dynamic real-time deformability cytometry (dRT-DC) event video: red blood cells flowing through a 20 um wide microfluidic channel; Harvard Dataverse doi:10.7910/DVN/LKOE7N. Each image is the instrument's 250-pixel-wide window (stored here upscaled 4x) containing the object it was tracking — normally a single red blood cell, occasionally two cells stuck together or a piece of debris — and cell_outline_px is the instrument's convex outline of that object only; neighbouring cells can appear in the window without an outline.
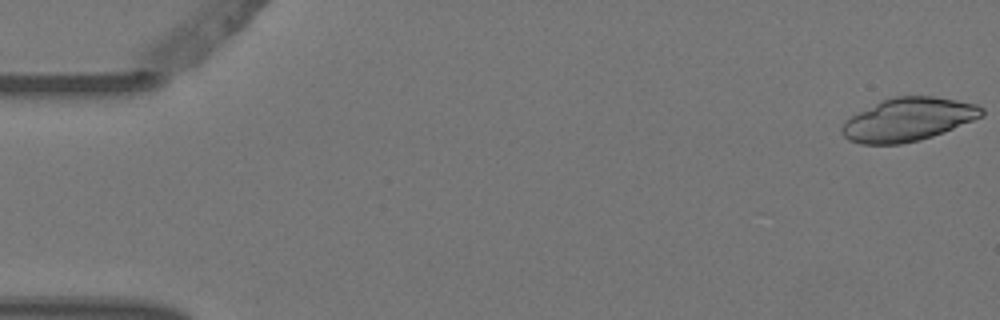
{"species": "Egyptian fruit bat (a non-hibernating species)", "species_latin": "Rousettus aegyptiacus", "temperature_condition": "warm", "stored_images_in_passage": 5, "camera_frame_rate_fps": 3000, "um_per_image_px": 0.085, "animal": {"sex": "female"}, "frame": {"image": 1, "passage_image": 1, "time_ms": 0.0, "image_size_px": [1000, 320], "cell_outline_px": [[984, 116], [944, 132], [920, 140], [900, 144], [860, 144], [848, 140], [840, 132], [840, 128], [844, 120], [884, 100], [896, 96], [932, 96], [956, 100], [976, 104], [984, 108]], "centroid_in_image_um": [77.2, 10.17], "position_along_channel_um": 7.8, "area_um2": 35.03}}